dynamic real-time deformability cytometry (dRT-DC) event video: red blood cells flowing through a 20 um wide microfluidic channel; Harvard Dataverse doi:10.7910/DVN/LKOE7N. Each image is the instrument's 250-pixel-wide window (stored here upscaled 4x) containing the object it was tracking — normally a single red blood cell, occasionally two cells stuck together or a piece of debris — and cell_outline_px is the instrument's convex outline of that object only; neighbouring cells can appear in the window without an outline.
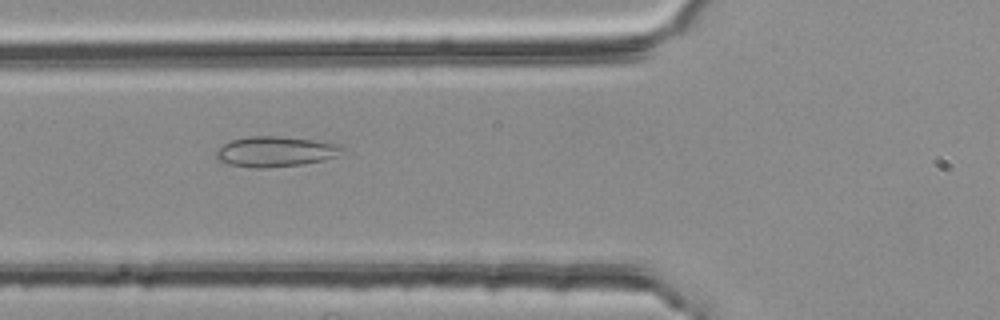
{"species": "common noctule bat (a hibernating species)", "species_latin": "Nyctalus noctula", "temperature_condition": "room temperature", "stored_images_in_passage": 42, "camera_frame_rate_fps": 3000, "um_per_image_px": 0.085, "animal": {"sex": "female", "body_mass_g": 25.1}, "frame": {"image": 1, "passage_image": 8, "time_ms": 2.333, "image_size_px": [1000, 320], "cell_outline_px": [[348, 148], [336, 156], [324, 160], [300, 164], [264, 168], [256, 168], [228, 164], [220, 160], [216, 156], [216, 152], [224, 144], [232, 140], [248, 136], [280, 136], [316, 140], [340, 144]], "centroid_in_image_um": [23.48, 12.87], "position_along_channel_um": 102.3, "area_um2": 22.25}}
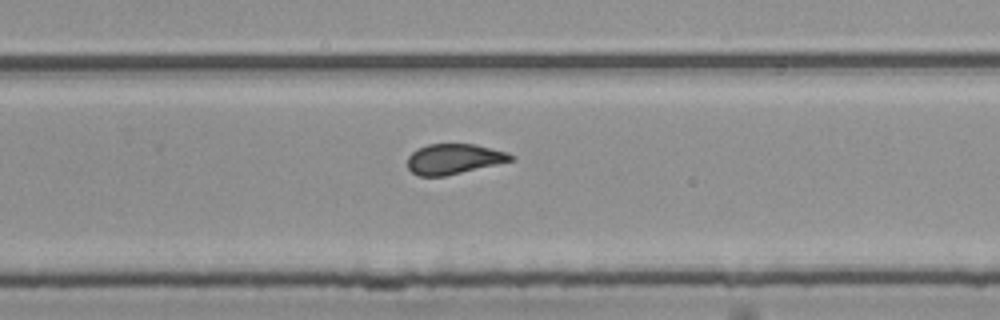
{"frame": {"image": 2, "passage_image": 23, "time_ms": 7.333, "image_size_px": [1000, 320], "cell_outline_px": [[516, 160], [444, 176], [420, 176], [412, 172], [408, 168], [408, 156], [416, 148], [428, 144], [476, 144], [508, 152], [516, 156]], "centroid_in_image_um": [38.62, 13.5], "position_along_channel_um": 291.2, "area_um2": 18.38}}
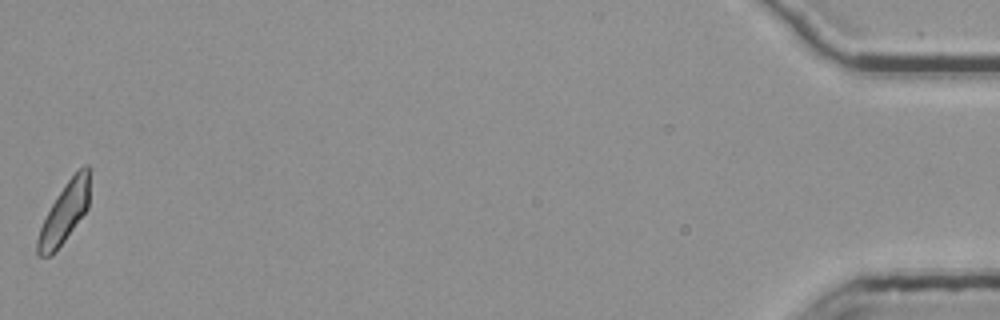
{"frame": {"image": 3, "passage_image": 42, "time_ms": 13.667, "image_size_px": [1000, 320], "cell_outline_px": [[88, 208], [64, 240], [48, 256], [40, 256], [36, 252], [36, 240], [40, 228], [56, 196], [68, 180], [84, 164], [88, 164]], "centroid_in_image_um": [5.45, 18.08], "position_along_channel_um": 429.7, "area_um2": 17.46}, "authors_computed_cell_mechanics": {"area_um2": 18.8428, "velocity_mm_per_s": 3.7736, "shape_relaxation_time_tau1_ms": null, "shape_relaxation_time_tau2_ms": 1.2272, "deformation_change_tau1": null, "deformation_change_tau2": 0.0963}}